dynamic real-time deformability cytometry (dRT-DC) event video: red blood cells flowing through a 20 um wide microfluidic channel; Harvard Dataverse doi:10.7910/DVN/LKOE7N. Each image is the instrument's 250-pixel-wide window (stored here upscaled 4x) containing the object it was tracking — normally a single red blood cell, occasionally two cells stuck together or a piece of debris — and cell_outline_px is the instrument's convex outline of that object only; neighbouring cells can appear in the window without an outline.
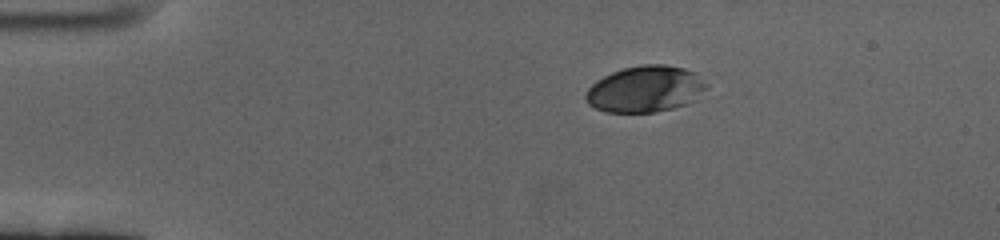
{"species": "human", "species_latin": "Homo sapiens", "temperature_condition": "cold", "stored_images_in_passage": 50, "camera_frame_rate_fps": 3000, "um_per_image_px": 0.085, "donor": {"sex": "female"}, "frame": {"image": 1, "passage_image": 1, "time_ms": 0.0, "image_size_px": [1000, 240], "cell_outline_px": [[708, 84], [688, 104], [656, 112], [604, 112], [588, 104], [584, 96], [588, 88], [596, 80], [612, 72], [624, 68], [644, 64], [664, 64], [684, 68], [692, 72]], "centroid_in_image_um": [54.79, 7.57], "position_along_channel_um": 30.2, "area_um2": 32.25}}
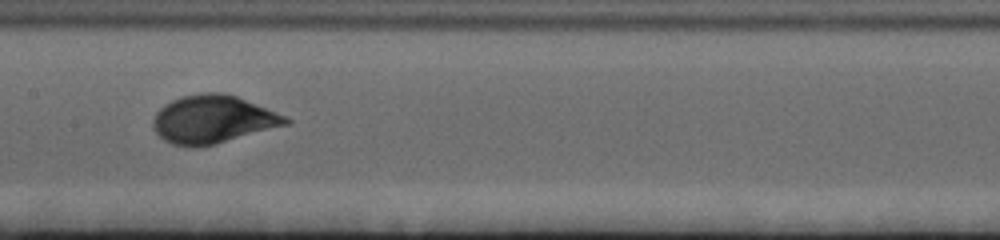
{"frame": {"image": 2, "passage_image": 21, "time_ms": 6.667, "image_size_px": [1000, 240], "cell_outline_px": [[292, 124], [216, 144], [196, 148], [192, 148], [172, 144], [164, 140], [156, 132], [152, 124], [152, 120], [156, 112], [164, 104], [180, 96], [200, 92], [224, 92], [236, 96], [284, 116], [292, 120]], "centroid_in_image_um": [18.08, 10.16], "position_along_channel_um": 189.3, "area_um2": 37.4}}
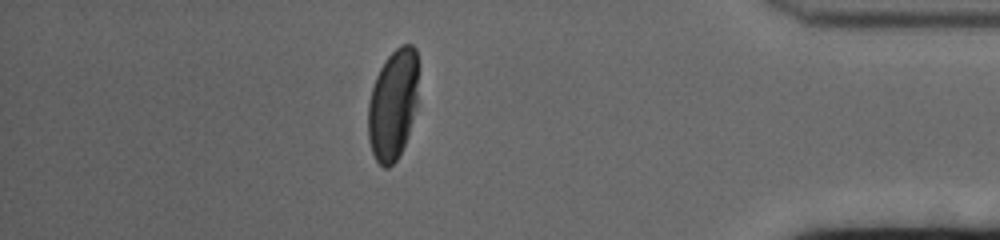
{"frame": {"image": 3, "passage_image": 43, "time_ms": 14.0, "image_size_px": [1000, 240], "cell_outline_px": [[416, 104], [408, 132], [404, 144], [396, 160], [388, 168], [384, 168], [376, 160], [372, 152], [368, 140], [368, 100], [376, 76], [384, 60], [400, 44], [412, 44], [416, 48]], "centroid_in_image_um": [33.36, 8.88], "position_along_channel_um": 401.8, "area_um2": 31.96}, "authors_computed_cell_mechanics": {"area_um2": 34.9112, "velocity_mm_per_s": 3.3586, "shape_relaxation_time_tau1_ms": 3.3864, "shape_relaxation_time_tau2_ms": null, "deformation_change_tau1": 0.1588, "deformation_change_tau2": null}}